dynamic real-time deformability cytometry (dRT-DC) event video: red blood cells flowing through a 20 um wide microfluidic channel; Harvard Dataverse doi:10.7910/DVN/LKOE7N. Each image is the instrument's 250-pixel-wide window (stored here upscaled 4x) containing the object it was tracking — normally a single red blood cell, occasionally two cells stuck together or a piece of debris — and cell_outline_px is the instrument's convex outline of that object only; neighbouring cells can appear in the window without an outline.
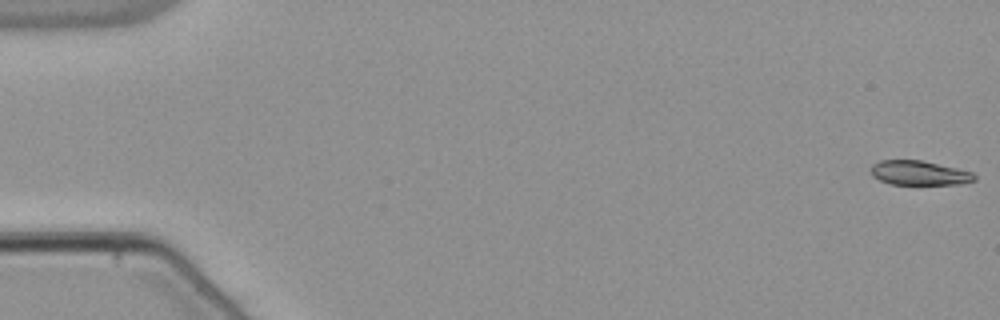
{"species": "common noctule bat (a hibernating species)", "species_latin": "Nyctalus noctula", "temperature_condition": "warm", "stored_images_in_passage": 54, "camera_frame_rate_fps": 3000, "um_per_image_px": 0.085, "animal": {"sex": "male", "body_mass_g": 21.5, "forearm_length_mm": 52.0}, "frame": {"image": 1, "passage_image": 1, "time_ms": 0.0, "image_size_px": [1000, 320], "cell_outline_px": [[976, 180], [960, 184], [892, 184], [880, 180], [872, 176], [872, 164], [880, 160], [920, 160], [956, 168], [972, 172], [976, 176]], "centroid_in_image_um": [78.14, 14.7], "position_along_channel_um": 6.9, "area_um2": 14.57}}
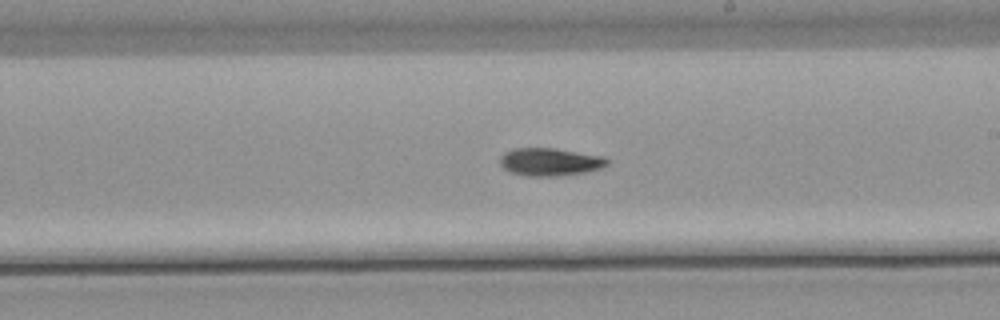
{"frame": {"image": 2, "passage_image": 32, "time_ms": 10.333, "image_size_px": [1000, 320], "cell_outline_px": [[608, 164], [604, 168], [564, 176], [524, 176], [512, 172], [504, 168], [500, 164], [500, 156], [504, 152], [512, 148], [556, 148], [604, 156], [608, 160]], "centroid_in_image_um": [46.77, 13.76], "position_along_channel_um": 242.2, "area_um2": 17.63}}
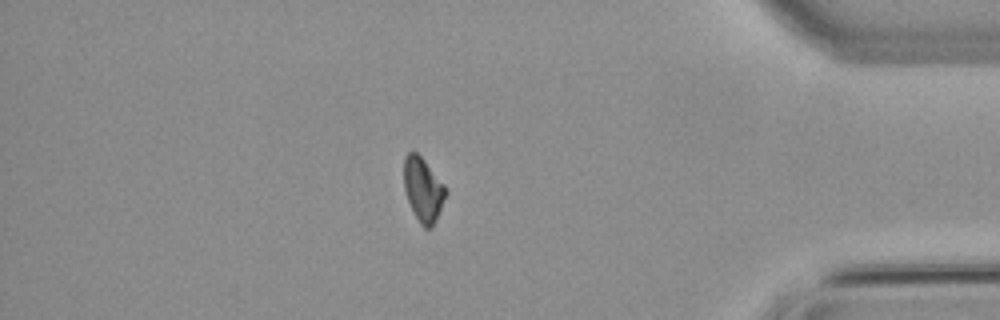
{"frame": {"image": 3, "passage_image": 47, "time_ms": 15.333, "image_size_px": [1000, 320], "cell_outline_px": [[448, 192], [432, 228], [424, 228], [420, 224], [408, 200], [404, 188], [404, 156], [408, 152], [416, 152], [424, 160], [444, 184]], "centroid_in_image_um": [35.97, 16.11], "position_along_channel_um": 399.2, "area_um2": 15.43}, "authors_computed_cell_mechanics": {"area_um2": 16.6464, "velocity_mm_per_s": 3.8461, "shape_relaxation_time_tau1_ms": 8.1796, "shape_relaxation_time_tau2_ms": null, "deformation_change_tau1": 0.1735, "deformation_change_tau2": null}}